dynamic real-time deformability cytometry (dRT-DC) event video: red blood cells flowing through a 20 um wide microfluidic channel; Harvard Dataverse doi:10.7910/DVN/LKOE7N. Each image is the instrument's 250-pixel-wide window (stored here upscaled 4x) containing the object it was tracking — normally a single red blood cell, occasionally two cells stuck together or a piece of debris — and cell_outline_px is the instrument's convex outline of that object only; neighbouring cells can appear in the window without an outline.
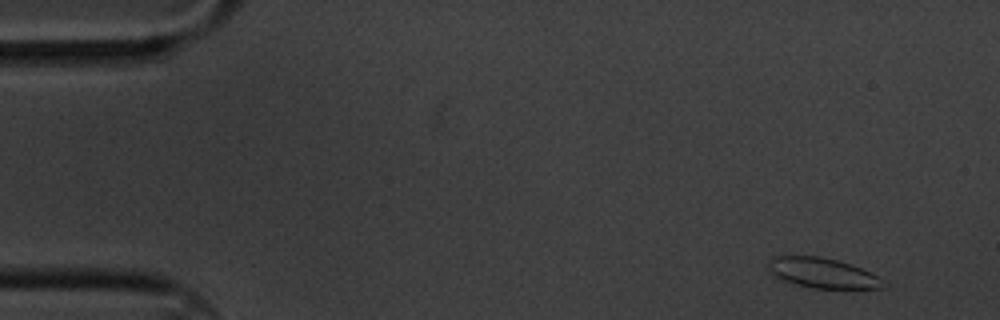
{"species": "common noctule bat (a hibernating species)", "species_latin": "Nyctalus noctula", "temperature_condition": "cold", "stored_images_in_passage": 5, "camera_frame_rate_fps": 3000, "um_per_image_px": 0.085, "animal": {"sex": "male", "body_mass_g": 20.1, "forearm_length_mm": 53.5}, "frame": {"image": 1, "passage_image": 1, "time_ms": 0.0, "image_size_px": [1000, 320], "cell_outline_px": [[880, 288], [812, 288], [796, 284], [784, 280], [776, 276], [768, 268], [768, 264], [776, 256], [820, 256], [836, 260], [860, 268], [876, 276]], "centroid_in_image_um": [69.81, 23.19], "position_along_channel_um": 15.2, "area_um2": 19.19}}